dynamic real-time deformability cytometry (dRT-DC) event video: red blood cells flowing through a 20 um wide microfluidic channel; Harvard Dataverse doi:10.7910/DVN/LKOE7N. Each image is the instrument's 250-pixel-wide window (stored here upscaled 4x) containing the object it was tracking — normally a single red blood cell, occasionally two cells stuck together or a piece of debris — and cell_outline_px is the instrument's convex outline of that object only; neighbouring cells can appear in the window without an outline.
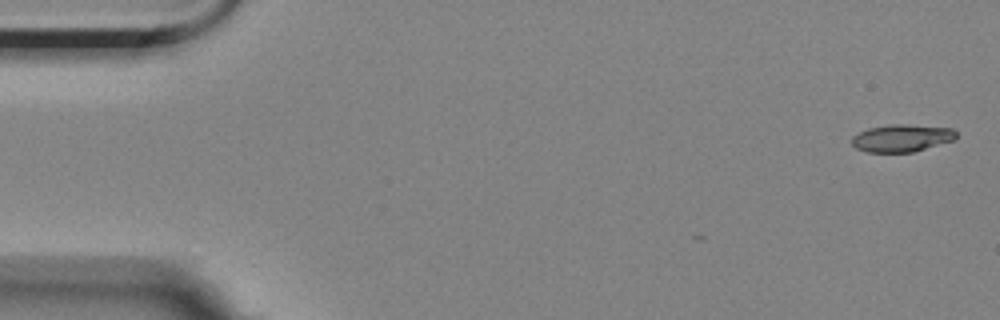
{"species": "Egyptian fruit bat (a non-hibernating species)", "species_latin": "Rousettus aegyptiacus", "temperature_condition": "room temperature", "stored_images_in_passage": 4, "camera_frame_rate_fps": 3000, "um_per_image_px": 0.085, "animal": {"sex": "female"}, "frame": {"image": 1, "passage_image": 1, "time_ms": 0.0, "image_size_px": [1000, 320], "cell_outline_px": [[956, 140], [912, 152], [868, 152], [856, 148], [852, 144], [852, 136], [868, 128], [892, 124], [904, 124], [952, 128], [956, 132]], "centroid_in_image_um": [76.67, 11.73], "position_along_channel_um": 8.3, "area_um2": 16.65}}